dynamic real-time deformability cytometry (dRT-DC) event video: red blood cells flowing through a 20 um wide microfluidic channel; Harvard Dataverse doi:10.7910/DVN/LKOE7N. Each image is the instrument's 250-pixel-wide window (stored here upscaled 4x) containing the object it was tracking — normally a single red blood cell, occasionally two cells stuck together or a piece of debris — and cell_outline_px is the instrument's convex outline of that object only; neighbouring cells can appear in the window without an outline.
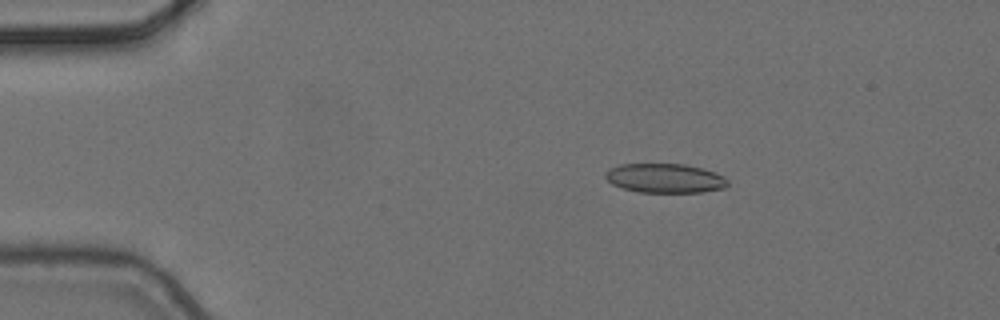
{"species": "common noctule bat (a hibernating species)", "species_latin": "Nyctalus noctula", "temperature_condition": "cold", "stored_images_in_passage": 2, "camera_frame_rate_fps": 3000, "um_per_image_px": 0.085, "animal": {"sex": "female", "body_mass_g": 24.6, "forearm_length_mm": 56.2}, "frame": {"image": 1, "passage_image": 2, "time_ms": 0.333, "image_size_px": [1000, 320], "cell_outline_px": [[728, 184], [724, 188], [704, 192], [636, 192], [620, 188], [612, 184], [604, 176], [604, 172], [608, 168], [620, 164], [684, 164], [700, 168], [724, 176], [728, 180]], "centroid_in_image_um": [56.47, 15.15], "position_along_channel_um": 28.5, "area_um2": 20.98}}